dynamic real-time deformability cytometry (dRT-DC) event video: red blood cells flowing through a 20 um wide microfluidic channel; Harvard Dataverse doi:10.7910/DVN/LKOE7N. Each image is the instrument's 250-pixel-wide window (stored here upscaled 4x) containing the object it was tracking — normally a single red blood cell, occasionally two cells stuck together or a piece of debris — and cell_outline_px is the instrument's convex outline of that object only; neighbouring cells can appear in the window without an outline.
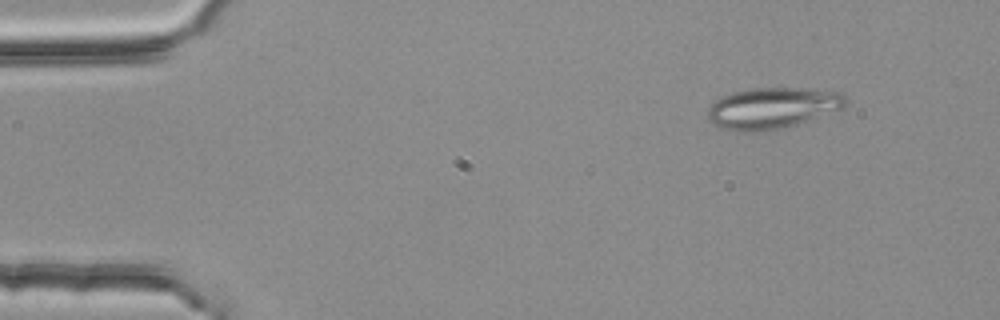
{"species": "common noctule bat (a hibernating species)", "species_latin": "Nyctalus noctula", "temperature_condition": "room temperature", "stored_images_in_passage": 6, "camera_frame_rate_fps": 3000, "um_per_image_px": 0.085, "animal": {"sex": "female", "body_mass_g": 25.1}, "frame": {"image": 1, "passage_image": 2, "time_ms": 0.333, "image_size_px": [1000, 320], "cell_outline_px": [[844, 108], [796, 124], [776, 128], [752, 132], [740, 132], [720, 128], [712, 124], [708, 120], [708, 108], [716, 100], [732, 92], [756, 88], [796, 88], [840, 92], [844, 96]], "centroid_in_image_um": [65.59, 9.19], "position_along_channel_um": 19.4, "area_um2": 32.54}}
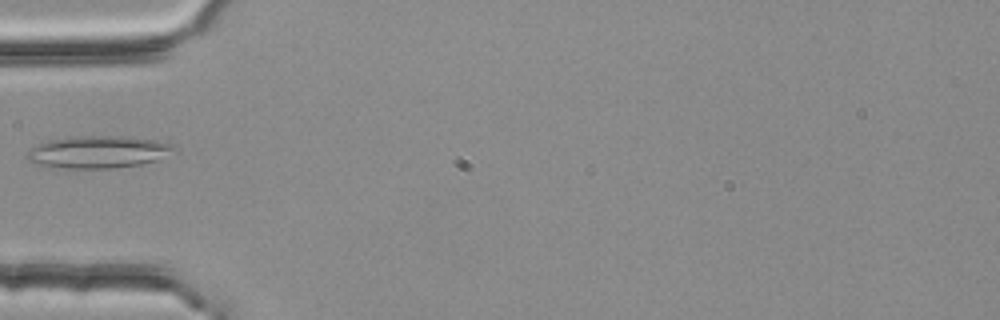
{"frame": {"image": 2, "passage_image": 5, "time_ms": 1.333, "image_size_px": [1000, 320], "cell_outline_px": [[176, 148], [156, 160], [140, 164], [116, 168], [48, 168], [28, 160], [24, 156], [32, 148], [48, 140], [68, 136], [128, 136], [156, 140], [172, 144]], "centroid_in_image_um": [8.28, 12.91], "position_along_channel_um": 76.7, "area_um2": 27.69}}